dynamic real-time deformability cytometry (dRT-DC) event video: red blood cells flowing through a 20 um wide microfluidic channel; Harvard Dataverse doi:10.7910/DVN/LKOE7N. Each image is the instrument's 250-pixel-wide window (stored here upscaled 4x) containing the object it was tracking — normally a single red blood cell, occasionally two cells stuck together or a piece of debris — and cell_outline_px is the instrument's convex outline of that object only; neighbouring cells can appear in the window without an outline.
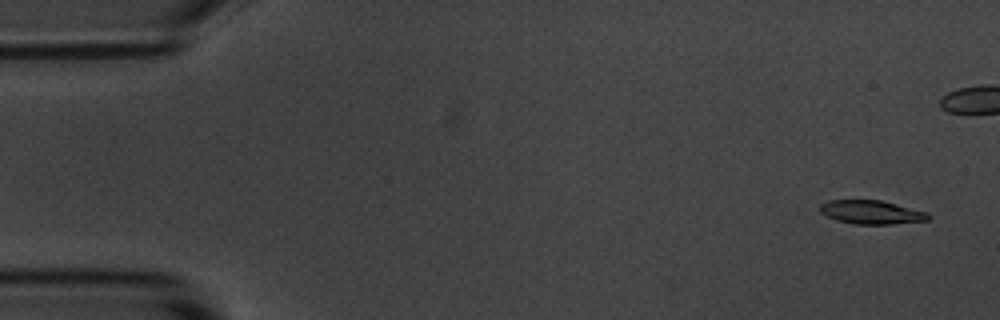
{"species": "common noctule bat (a hibernating species)", "species_latin": "Nyctalus noctula", "temperature_condition": "room temperature", "stored_images_in_passage": 5, "camera_frame_rate_fps": 3000, "um_per_image_px": 0.085, "animal": {"sex": "male", "body_mass_g": 20.1, "forearm_length_mm": 53.5}, "frame": {"image": 1, "passage_image": 1, "time_ms": 0.0, "image_size_px": [1000, 320], "cell_outline_px": [[932, 216], [928, 220], [892, 224], [852, 224], [836, 220], [820, 212], [820, 204], [828, 200], [880, 200], [928, 212]], "centroid_in_image_um": [74.08, 18.04], "position_along_channel_um": 10.9, "area_um2": 14.97}}
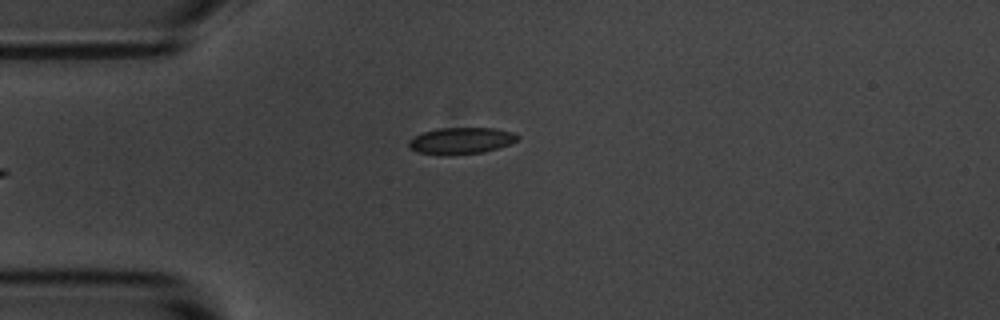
{"frame": {"image": 2, "passage_image": 5, "time_ms": 5.333, "image_size_px": [1000, 320], "cell_outline_px": [[520, 136], [516, 140], [508, 144], [484, 152], [448, 156], [440, 156], [416, 152], [408, 148], [408, 140], [424, 132], [436, 128], [492, 128], [512, 132]], "centroid_in_image_um": [39.12, 11.98], "position_along_channel_um": 45.9, "area_um2": 16.99}}